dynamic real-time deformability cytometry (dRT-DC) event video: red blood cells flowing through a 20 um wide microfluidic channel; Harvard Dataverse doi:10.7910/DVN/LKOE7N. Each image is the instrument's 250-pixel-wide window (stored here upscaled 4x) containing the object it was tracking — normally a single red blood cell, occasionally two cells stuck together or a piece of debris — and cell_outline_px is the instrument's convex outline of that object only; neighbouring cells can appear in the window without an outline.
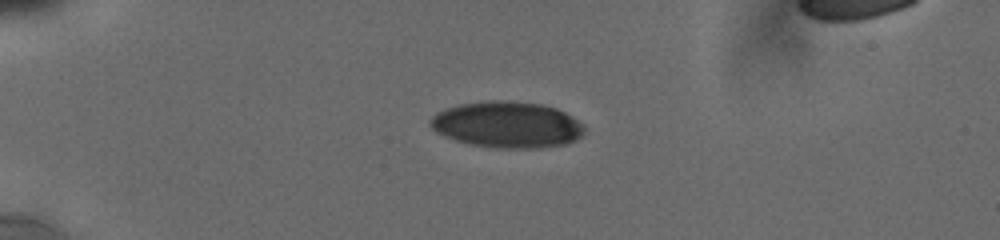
{"species": "human", "species_latin": "Homo sapiens", "temperature_condition": "cold", "stored_images_in_passage": 11, "camera_frame_rate_fps": 3000, "um_per_image_px": 0.085, "donor": {"sex": "male"}, "frame": {"image": 1, "passage_image": 1, "time_ms": 0.0, "image_size_px": [1000, 240], "cell_outline_px": [[584, 136], [568, 144], [540, 148], [496, 148], [472, 144], [456, 140], [436, 132], [432, 128], [428, 120], [436, 112], [460, 104], [492, 100], [504, 100], [540, 104], [556, 108], [572, 116], [584, 124]], "centroid_in_image_um": [43.15, 10.6], "position_along_channel_um": 41.9, "area_um2": 41.67}}
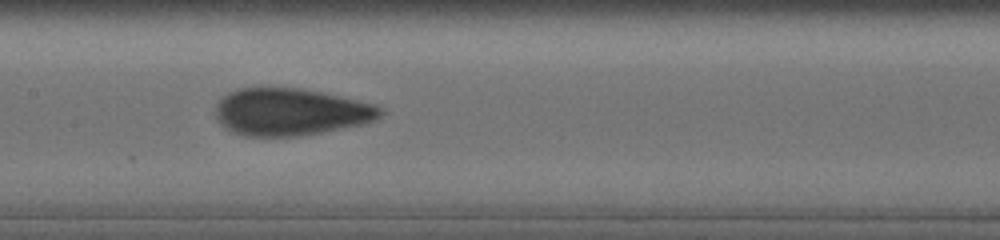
{"frame": {"image": 2, "passage_image": 8, "time_ms": 5.0, "image_size_px": [1000, 240], "cell_outline_px": [[384, 112], [380, 116], [364, 124], [320, 132], [296, 136], [244, 136], [232, 132], [224, 128], [216, 120], [216, 104], [228, 92], [236, 88], [300, 88], [320, 92], [376, 104], [384, 108]], "centroid_in_image_um": [24.67, 9.51], "position_along_channel_um": 182.7, "area_um2": 45.32}}
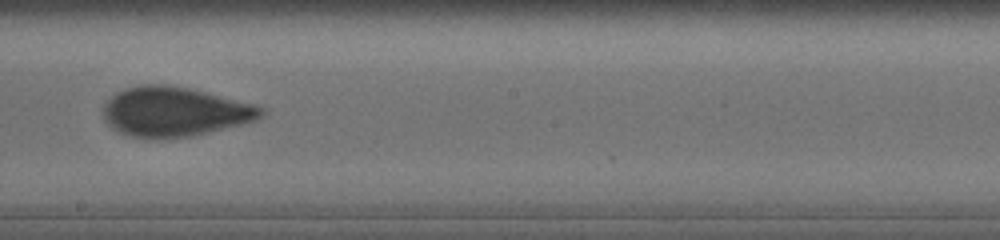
{"frame": {"image": 3, "passage_image": 10, "time_ms": 6.333, "image_size_px": [1000, 240], "cell_outline_px": [[268, 112], [264, 116], [256, 120], [244, 124], [192, 136], [156, 140], [152, 140], [132, 136], [120, 132], [112, 128], [104, 120], [104, 104], [116, 92], [124, 88], [140, 84], [164, 84], [188, 88], [256, 104], [268, 108]], "centroid_in_image_um": [14.88, 9.51], "position_along_channel_um": 233.3, "area_um2": 46.24}}